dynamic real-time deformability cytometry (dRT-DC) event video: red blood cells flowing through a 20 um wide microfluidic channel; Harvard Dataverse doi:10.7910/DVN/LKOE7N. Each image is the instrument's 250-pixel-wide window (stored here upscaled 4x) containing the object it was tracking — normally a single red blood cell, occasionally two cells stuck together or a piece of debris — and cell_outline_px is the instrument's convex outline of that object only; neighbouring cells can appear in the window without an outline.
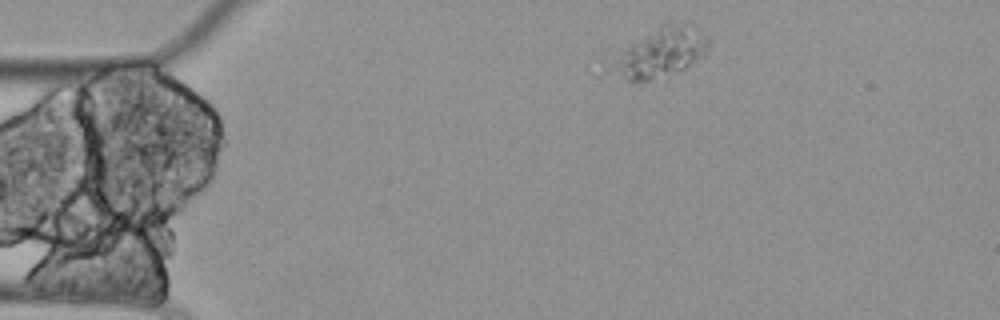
{"species": "Egyptian fruit bat (a non-hibernating species)", "species_latin": "Rousettus aegyptiacus", "temperature_condition": "cold", "stored_images_in_passage": 2, "camera_frame_rate_fps": 3000, "um_per_image_px": 0.085, "animal": {"sex": "female"}, "frame": {"image": 1, "passage_image": 1, "time_ms": 0.0, "image_size_px": [1000, 320], "cell_outline_px": [[708, 48], [704, 56], [684, 68], [676, 72], [640, 84], [596, 76], [600, 60], [664, 20], [668, 20], [684, 24], [696, 28], [708, 36]], "centroid_in_image_um": [55.7, 4.56], "position_along_channel_um": 29.3, "area_um2": 31.62}}